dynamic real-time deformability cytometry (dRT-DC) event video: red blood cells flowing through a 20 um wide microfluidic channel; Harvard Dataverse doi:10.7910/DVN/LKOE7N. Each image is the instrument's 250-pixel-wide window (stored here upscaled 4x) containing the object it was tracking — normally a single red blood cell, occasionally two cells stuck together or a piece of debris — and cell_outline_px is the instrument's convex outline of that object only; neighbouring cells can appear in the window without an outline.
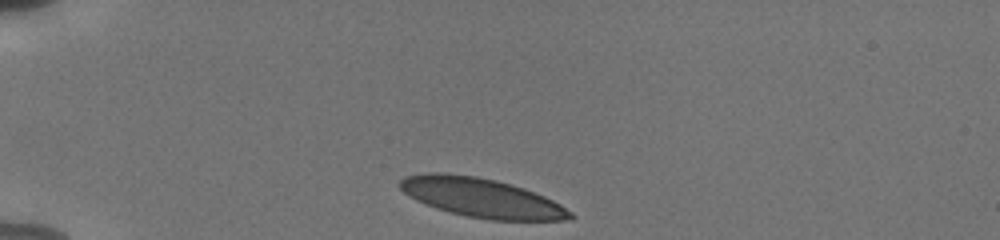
{"species": "human", "species_latin": "Homo sapiens", "temperature_condition": "cold", "stored_images_in_passage": 35, "camera_frame_rate_fps": 3000, "um_per_image_px": 0.085, "donor": {"sex": "male"}, "frame": {"image": 1, "passage_image": 1, "time_ms": 0.0, "image_size_px": [1000, 240], "cell_outline_px": [[576, 216], [572, 220], [492, 220], [468, 216], [448, 212], [436, 208], [416, 200], [404, 192], [396, 184], [404, 176], [424, 172], [440, 172], [476, 176], [496, 180], [524, 188], [544, 196], [560, 204], [572, 212]], "centroid_in_image_um": [40.91, 16.8], "position_along_channel_um": 44.1, "area_um2": 39.02}}
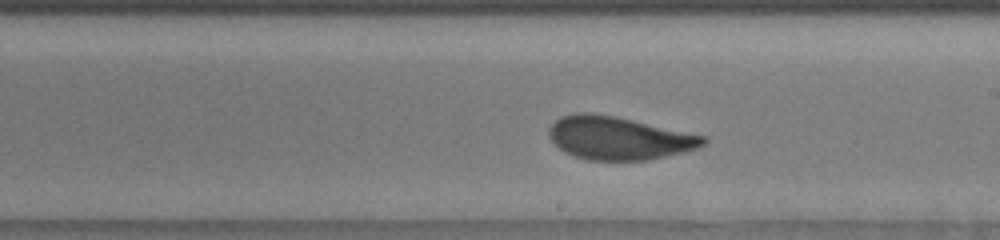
{"frame": {"image": 2, "passage_image": 20, "time_ms": 6.333, "image_size_px": [1000, 240], "cell_outline_px": [[708, 140], [704, 144], [696, 148], [648, 160], [588, 160], [564, 152], [548, 136], [548, 128], [560, 116], [576, 112], [588, 112], [612, 116], [632, 120], [708, 136]], "centroid_in_image_um": [52.57, 11.73], "position_along_channel_um": 236.4, "area_um2": 38.44}}
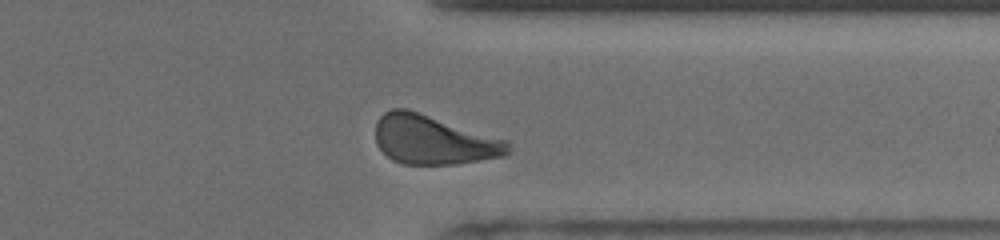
{"frame": {"image": 3, "passage_image": 31, "time_ms": 10.0, "image_size_px": [1000, 240], "cell_outline_px": [[508, 152], [504, 156], [456, 164], [404, 164], [392, 160], [376, 144], [376, 120], [384, 112], [392, 108], [408, 108], [508, 140]], "centroid_in_image_um": [36.82, 11.87], "position_along_channel_um": 374.6, "area_um2": 38.03}, "authors_computed_cell_mechanics": {"area_um2": 38.437, "velocity_mm_per_s": 3.759, "shape_relaxation_time_tau1_ms": 3.5914, "shape_relaxation_time_tau2_ms": null, "deformation_change_tau1": 0.1406, "deformation_change_tau2": null}}